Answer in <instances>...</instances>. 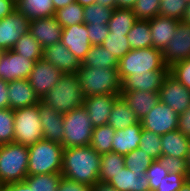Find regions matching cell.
<instances>
[{
    "label": "cell",
    "mask_w": 190,
    "mask_h": 191,
    "mask_svg": "<svg viewBox=\"0 0 190 191\" xmlns=\"http://www.w3.org/2000/svg\"><path fill=\"white\" fill-rule=\"evenodd\" d=\"M29 158L27 176L40 174H61L64 147L41 139L28 146Z\"/></svg>",
    "instance_id": "3957f363"
},
{
    "label": "cell",
    "mask_w": 190,
    "mask_h": 191,
    "mask_svg": "<svg viewBox=\"0 0 190 191\" xmlns=\"http://www.w3.org/2000/svg\"><path fill=\"white\" fill-rule=\"evenodd\" d=\"M178 130L190 138V106L179 115Z\"/></svg>",
    "instance_id": "f907efd6"
},
{
    "label": "cell",
    "mask_w": 190,
    "mask_h": 191,
    "mask_svg": "<svg viewBox=\"0 0 190 191\" xmlns=\"http://www.w3.org/2000/svg\"><path fill=\"white\" fill-rule=\"evenodd\" d=\"M64 148L90 145L93 125L83 106L64 114Z\"/></svg>",
    "instance_id": "52a82bcc"
},
{
    "label": "cell",
    "mask_w": 190,
    "mask_h": 191,
    "mask_svg": "<svg viewBox=\"0 0 190 191\" xmlns=\"http://www.w3.org/2000/svg\"><path fill=\"white\" fill-rule=\"evenodd\" d=\"M187 179L190 181V168L188 170V176H187Z\"/></svg>",
    "instance_id": "e7e4bbea"
},
{
    "label": "cell",
    "mask_w": 190,
    "mask_h": 191,
    "mask_svg": "<svg viewBox=\"0 0 190 191\" xmlns=\"http://www.w3.org/2000/svg\"><path fill=\"white\" fill-rule=\"evenodd\" d=\"M178 20L167 16L157 15L149 20L152 33V46L160 51L166 47L176 31Z\"/></svg>",
    "instance_id": "603a6c76"
},
{
    "label": "cell",
    "mask_w": 190,
    "mask_h": 191,
    "mask_svg": "<svg viewBox=\"0 0 190 191\" xmlns=\"http://www.w3.org/2000/svg\"><path fill=\"white\" fill-rule=\"evenodd\" d=\"M89 32V40L92 45H102L103 41L108 37L110 30L107 24H86Z\"/></svg>",
    "instance_id": "c3c4849f"
},
{
    "label": "cell",
    "mask_w": 190,
    "mask_h": 191,
    "mask_svg": "<svg viewBox=\"0 0 190 191\" xmlns=\"http://www.w3.org/2000/svg\"><path fill=\"white\" fill-rule=\"evenodd\" d=\"M62 75L63 73L53 64L40 59L35 62L27 80L42 99L48 91L55 87Z\"/></svg>",
    "instance_id": "5bb4252c"
},
{
    "label": "cell",
    "mask_w": 190,
    "mask_h": 191,
    "mask_svg": "<svg viewBox=\"0 0 190 191\" xmlns=\"http://www.w3.org/2000/svg\"><path fill=\"white\" fill-rule=\"evenodd\" d=\"M158 161L168 173L188 174V166L186 158H176L174 156L162 155Z\"/></svg>",
    "instance_id": "ee69618b"
},
{
    "label": "cell",
    "mask_w": 190,
    "mask_h": 191,
    "mask_svg": "<svg viewBox=\"0 0 190 191\" xmlns=\"http://www.w3.org/2000/svg\"><path fill=\"white\" fill-rule=\"evenodd\" d=\"M168 171L161 166L158 160H154L146 170V177L149 181L150 191H156L159 187V182L166 177Z\"/></svg>",
    "instance_id": "bcb514c9"
},
{
    "label": "cell",
    "mask_w": 190,
    "mask_h": 191,
    "mask_svg": "<svg viewBox=\"0 0 190 191\" xmlns=\"http://www.w3.org/2000/svg\"><path fill=\"white\" fill-rule=\"evenodd\" d=\"M139 148L158 160L162 156L161 135L142 129Z\"/></svg>",
    "instance_id": "ab89813d"
},
{
    "label": "cell",
    "mask_w": 190,
    "mask_h": 191,
    "mask_svg": "<svg viewBox=\"0 0 190 191\" xmlns=\"http://www.w3.org/2000/svg\"><path fill=\"white\" fill-rule=\"evenodd\" d=\"M136 21L137 18L133 9L115 8L107 25L111 33H119L126 36Z\"/></svg>",
    "instance_id": "4dcf8cb0"
},
{
    "label": "cell",
    "mask_w": 190,
    "mask_h": 191,
    "mask_svg": "<svg viewBox=\"0 0 190 191\" xmlns=\"http://www.w3.org/2000/svg\"><path fill=\"white\" fill-rule=\"evenodd\" d=\"M190 138L185 137L178 129L161 135L162 155L176 158H187Z\"/></svg>",
    "instance_id": "484cf974"
},
{
    "label": "cell",
    "mask_w": 190,
    "mask_h": 191,
    "mask_svg": "<svg viewBox=\"0 0 190 191\" xmlns=\"http://www.w3.org/2000/svg\"><path fill=\"white\" fill-rule=\"evenodd\" d=\"M91 191H117L111 184L98 181L91 186Z\"/></svg>",
    "instance_id": "11a10c76"
},
{
    "label": "cell",
    "mask_w": 190,
    "mask_h": 191,
    "mask_svg": "<svg viewBox=\"0 0 190 191\" xmlns=\"http://www.w3.org/2000/svg\"><path fill=\"white\" fill-rule=\"evenodd\" d=\"M179 191H190V181L188 179L185 180Z\"/></svg>",
    "instance_id": "6125c7cd"
},
{
    "label": "cell",
    "mask_w": 190,
    "mask_h": 191,
    "mask_svg": "<svg viewBox=\"0 0 190 191\" xmlns=\"http://www.w3.org/2000/svg\"><path fill=\"white\" fill-rule=\"evenodd\" d=\"M54 5V10L57 11L60 8L66 7L69 4L75 2V0H52Z\"/></svg>",
    "instance_id": "6f0895ef"
},
{
    "label": "cell",
    "mask_w": 190,
    "mask_h": 191,
    "mask_svg": "<svg viewBox=\"0 0 190 191\" xmlns=\"http://www.w3.org/2000/svg\"><path fill=\"white\" fill-rule=\"evenodd\" d=\"M169 70L164 63L162 51L154 47L130 50L118 62L121 82L132 74H149V71Z\"/></svg>",
    "instance_id": "8992f818"
},
{
    "label": "cell",
    "mask_w": 190,
    "mask_h": 191,
    "mask_svg": "<svg viewBox=\"0 0 190 191\" xmlns=\"http://www.w3.org/2000/svg\"><path fill=\"white\" fill-rule=\"evenodd\" d=\"M38 113L44 139L62 145L64 114L57 112L42 101L38 103Z\"/></svg>",
    "instance_id": "2e32d148"
},
{
    "label": "cell",
    "mask_w": 190,
    "mask_h": 191,
    "mask_svg": "<svg viewBox=\"0 0 190 191\" xmlns=\"http://www.w3.org/2000/svg\"><path fill=\"white\" fill-rule=\"evenodd\" d=\"M169 70L149 71V74H132L121 82V91L159 92Z\"/></svg>",
    "instance_id": "ffe728a7"
},
{
    "label": "cell",
    "mask_w": 190,
    "mask_h": 191,
    "mask_svg": "<svg viewBox=\"0 0 190 191\" xmlns=\"http://www.w3.org/2000/svg\"><path fill=\"white\" fill-rule=\"evenodd\" d=\"M14 142V110L0 109V145Z\"/></svg>",
    "instance_id": "60d3db41"
},
{
    "label": "cell",
    "mask_w": 190,
    "mask_h": 191,
    "mask_svg": "<svg viewBox=\"0 0 190 191\" xmlns=\"http://www.w3.org/2000/svg\"><path fill=\"white\" fill-rule=\"evenodd\" d=\"M85 98L77 73L63 74L55 87L41 99L43 103L65 114L83 104Z\"/></svg>",
    "instance_id": "7a4b0ae2"
},
{
    "label": "cell",
    "mask_w": 190,
    "mask_h": 191,
    "mask_svg": "<svg viewBox=\"0 0 190 191\" xmlns=\"http://www.w3.org/2000/svg\"><path fill=\"white\" fill-rule=\"evenodd\" d=\"M102 46L107 49V51L113 53L117 60H120L131 50L127 36H123V34L119 33L109 32Z\"/></svg>",
    "instance_id": "74e56055"
},
{
    "label": "cell",
    "mask_w": 190,
    "mask_h": 191,
    "mask_svg": "<svg viewBox=\"0 0 190 191\" xmlns=\"http://www.w3.org/2000/svg\"><path fill=\"white\" fill-rule=\"evenodd\" d=\"M57 22L63 27L84 23V7L77 2H73L66 7L55 12Z\"/></svg>",
    "instance_id": "e575fe53"
},
{
    "label": "cell",
    "mask_w": 190,
    "mask_h": 191,
    "mask_svg": "<svg viewBox=\"0 0 190 191\" xmlns=\"http://www.w3.org/2000/svg\"><path fill=\"white\" fill-rule=\"evenodd\" d=\"M160 0H137L133 9L137 20H150L159 15Z\"/></svg>",
    "instance_id": "7bdbcfd3"
},
{
    "label": "cell",
    "mask_w": 190,
    "mask_h": 191,
    "mask_svg": "<svg viewBox=\"0 0 190 191\" xmlns=\"http://www.w3.org/2000/svg\"><path fill=\"white\" fill-rule=\"evenodd\" d=\"M30 20L17 9L0 19V51L10 50L20 37L29 32Z\"/></svg>",
    "instance_id": "4fadbf2b"
},
{
    "label": "cell",
    "mask_w": 190,
    "mask_h": 191,
    "mask_svg": "<svg viewBox=\"0 0 190 191\" xmlns=\"http://www.w3.org/2000/svg\"><path fill=\"white\" fill-rule=\"evenodd\" d=\"M99 181L108 183L125 166L124 156L116 152L101 155Z\"/></svg>",
    "instance_id": "1f68e13d"
},
{
    "label": "cell",
    "mask_w": 190,
    "mask_h": 191,
    "mask_svg": "<svg viewBox=\"0 0 190 191\" xmlns=\"http://www.w3.org/2000/svg\"><path fill=\"white\" fill-rule=\"evenodd\" d=\"M183 21L185 23L190 24V2H188L187 4L186 14H185V17L183 18Z\"/></svg>",
    "instance_id": "94428289"
},
{
    "label": "cell",
    "mask_w": 190,
    "mask_h": 191,
    "mask_svg": "<svg viewBox=\"0 0 190 191\" xmlns=\"http://www.w3.org/2000/svg\"><path fill=\"white\" fill-rule=\"evenodd\" d=\"M118 96L120 95L106 94L88 96L83 99L82 106L88 113L94 128L100 127L101 125H107L110 112Z\"/></svg>",
    "instance_id": "e0dca14e"
},
{
    "label": "cell",
    "mask_w": 190,
    "mask_h": 191,
    "mask_svg": "<svg viewBox=\"0 0 190 191\" xmlns=\"http://www.w3.org/2000/svg\"><path fill=\"white\" fill-rule=\"evenodd\" d=\"M118 62L113 53L102 45H92L81 64L90 68L118 69Z\"/></svg>",
    "instance_id": "f1b7e54d"
},
{
    "label": "cell",
    "mask_w": 190,
    "mask_h": 191,
    "mask_svg": "<svg viewBox=\"0 0 190 191\" xmlns=\"http://www.w3.org/2000/svg\"><path fill=\"white\" fill-rule=\"evenodd\" d=\"M0 191H31V188L25 181L13 184L1 185Z\"/></svg>",
    "instance_id": "db71d44e"
},
{
    "label": "cell",
    "mask_w": 190,
    "mask_h": 191,
    "mask_svg": "<svg viewBox=\"0 0 190 191\" xmlns=\"http://www.w3.org/2000/svg\"><path fill=\"white\" fill-rule=\"evenodd\" d=\"M142 129L141 122H139L125 129L115 130L112 152L125 156L129 152L139 148Z\"/></svg>",
    "instance_id": "d4e9b609"
},
{
    "label": "cell",
    "mask_w": 190,
    "mask_h": 191,
    "mask_svg": "<svg viewBox=\"0 0 190 191\" xmlns=\"http://www.w3.org/2000/svg\"><path fill=\"white\" fill-rule=\"evenodd\" d=\"M139 119L130 107L127 105L125 100L118 96L115 100L113 108L110 112L107 124L110 125L114 130L125 129L139 123Z\"/></svg>",
    "instance_id": "4316f807"
},
{
    "label": "cell",
    "mask_w": 190,
    "mask_h": 191,
    "mask_svg": "<svg viewBox=\"0 0 190 191\" xmlns=\"http://www.w3.org/2000/svg\"><path fill=\"white\" fill-rule=\"evenodd\" d=\"M60 42H62L80 62L83 61L92 47L85 23L63 28Z\"/></svg>",
    "instance_id": "9a60e30c"
},
{
    "label": "cell",
    "mask_w": 190,
    "mask_h": 191,
    "mask_svg": "<svg viewBox=\"0 0 190 191\" xmlns=\"http://www.w3.org/2000/svg\"><path fill=\"white\" fill-rule=\"evenodd\" d=\"M120 96L134 111L139 121L160 101L159 92L121 91Z\"/></svg>",
    "instance_id": "7402d4cb"
},
{
    "label": "cell",
    "mask_w": 190,
    "mask_h": 191,
    "mask_svg": "<svg viewBox=\"0 0 190 191\" xmlns=\"http://www.w3.org/2000/svg\"><path fill=\"white\" fill-rule=\"evenodd\" d=\"M16 10L14 0H0V19L6 17Z\"/></svg>",
    "instance_id": "816d5d0a"
},
{
    "label": "cell",
    "mask_w": 190,
    "mask_h": 191,
    "mask_svg": "<svg viewBox=\"0 0 190 191\" xmlns=\"http://www.w3.org/2000/svg\"><path fill=\"white\" fill-rule=\"evenodd\" d=\"M29 32L44 49L60 42L63 27L57 22L55 16H52L30 21Z\"/></svg>",
    "instance_id": "ac0fdd59"
},
{
    "label": "cell",
    "mask_w": 190,
    "mask_h": 191,
    "mask_svg": "<svg viewBox=\"0 0 190 191\" xmlns=\"http://www.w3.org/2000/svg\"><path fill=\"white\" fill-rule=\"evenodd\" d=\"M44 139L38 104L14 110V142L30 146Z\"/></svg>",
    "instance_id": "ba28073f"
},
{
    "label": "cell",
    "mask_w": 190,
    "mask_h": 191,
    "mask_svg": "<svg viewBox=\"0 0 190 191\" xmlns=\"http://www.w3.org/2000/svg\"><path fill=\"white\" fill-rule=\"evenodd\" d=\"M114 9L103 6L98 3L90 4L84 7L85 24H108L112 17Z\"/></svg>",
    "instance_id": "8d00e7d4"
},
{
    "label": "cell",
    "mask_w": 190,
    "mask_h": 191,
    "mask_svg": "<svg viewBox=\"0 0 190 191\" xmlns=\"http://www.w3.org/2000/svg\"><path fill=\"white\" fill-rule=\"evenodd\" d=\"M187 176L188 174L168 173L159 182V187L156 191H179Z\"/></svg>",
    "instance_id": "7dc6e473"
},
{
    "label": "cell",
    "mask_w": 190,
    "mask_h": 191,
    "mask_svg": "<svg viewBox=\"0 0 190 191\" xmlns=\"http://www.w3.org/2000/svg\"><path fill=\"white\" fill-rule=\"evenodd\" d=\"M137 0H116V8H133Z\"/></svg>",
    "instance_id": "9f6ffc18"
},
{
    "label": "cell",
    "mask_w": 190,
    "mask_h": 191,
    "mask_svg": "<svg viewBox=\"0 0 190 191\" xmlns=\"http://www.w3.org/2000/svg\"><path fill=\"white\" fill-rule=\"evenodd\" d=\"M187 4L186 0H161L159 15L182 21L186 14Z\"/></svg>",
    "instance_id": "b9f144b4"
},
{
    "label": "cell",
    "mask_w": 190,
    "mask_h": 191,
    "mask_svg": "<svg viewBox=\"0 0 190 191\" xmlns=\"http://www.w3.org/2000/svg\"><path fill=\"white\" fill-rule=\"evenodd\" d=\"M42 59L53 64L63 74L77 73L81 65V62L62 42L45 47Z\"/></svg>",
    "instance_id": "d6986e66"
},
{
    "label": "cell",
    "mask_w": 190,
    "mask_h": 191,
    "mask_svg": "<svg viewBox=\"0 0 190 191\" xmlns=\"http://www.w3.org/2000/svg\"><path fill=\"white\" fill-rule=\"evenodd\" d=\"M162 57L168 67L190 58V24L183 20L178 22L173 37L162 51Z\"/></svg>",
    "instance_id": "30bf717a"
},
{
    "label": "cell",
    "mask_w": 190,
    "mask_h": 191,
    "mask_svg": "<svg viewBox=\"0 0 190 191\" xmlns=\"http://www.w3.org/2000/svg\"><path fill=\"white\" fill-rule=\"evenodd\" d=\"M96 3L101 4L103 6H108L109 8H116V0H97Z\"/></svg>",
    "instance_id": "680465c9"
},
{
    "label": "cell",
    "mask_w": 190,
    "mask_h": 191,
    "mask_svg": "<svg viewBox=\"0 0 190 191\" xmlns=\"http://www.w3.org/2000/svg\"><path fill=\"white\" fill-rule=\"evenodd\" d=\"M169 72L186 88L190 89V58L174 63Z\"/></svg>",
    "instance_id": "f6af8a7d"
},
{
    "label": "cell",
    "mask_w": 190,
    "mask_h": 191,
    "mask_svg": "<svg viewBox=\"0 0 190 191\" xmlns=\"http://www.w3.org/2000/svg\"><path fill=\"white\" fill-rule=\"evenodd\" d=\"M186 160H187V166L188 168H190V146H189V152H188Z\"/></svg>",
    "instance_id": "be15d7a7"
},
{
    "label": "cell",
    "mask_w": 190,
    "mask_h": 191,
    "mask_svg": "<svg viewBox=\"0 0 190 191\" xmlns=\"http://www.w3.org/2000/svg\"><path fill=\"white\" fill-rule=\"evenodd\" d=\"M28 146L11 142L0 145V183L13 184L27 177Z\"/></svg>",
    "instance_id": "5b68a950"
},
{
    "label": "cell",
    "mask_w": 190,
    "mask_h": 191,
    "mask_svg": "<svg viewBox=\"0 0 190 191\" xmlns=\"http://www.w3.org/2000/svg\"><path fill=\"white\" fill-rule=\"evenodd\" d=\"M8 82L0 79V109L9 108Z\"/></svg>",
    "instance_id": "f5cc1de1"
},
{
    "label": "cell",
    "mask_w": 190,
    "mask_h": 191,
    "mask_svg": "<svg viewBox=\"0 0 190 191\" xmlns=\"http://www.w3.org/2000/svg\"><path fill=\"white\" fill-rule=\"evenodd\" d=\"M126 36L131 50L153 47L149 20H137Z\"/></svg>",
    "instance_id": "f546056e"
},
{
    "label": "cell",
    "mask_w": 190,
    "mask_h": 191,
    "mask_svg": "<svg viewBox=\"0 0 190 191\" xmlns=\"http://www.w3.org/2000/svg\"><path fill=\"white\" fill-rule=\"evenodd\" d=\"M9 108L12 110L37 105L41 98L34 91L27 79L8 82Z\"/></svg>",
    "instance_id": "44dd1931"
},
{
    "label": "cell",
    "mask_w": 190,
    "mask_h": 191,
    "mask_svg": "<svg viewBox=\"0 0 190 191\" xmlns=\"http://www.w3.org/2000/svg\"><path fill=\"white\" fill-rule=\"evenodd\" d=\"M57 191H91V186L61 176Z\"/></svg>",
    "instance_id": "681fc988"
},
{
    "label": "cell",
    "mask_w": 190,
    "mask_h": 191,
    "mask_svg": "<svg viewBox=\"0 0 190 191\" xmlns=\"http://www.w3.org/2000/svg\"><path fill=\"white\" fill-rule=\"evenodd\" d=\"M12 50L20 54V56L35 62L42 59L43 56V48L30 32L23 34Z\"/></svg>",
    "instance_id": "836d02e7"
},
{
    "label": "cell",
    "mask_w": 190,
    "mask_h": 191,
    "mask_svg": "<svg viewBox=\"0 0 190 191\" xmlns=\"http://www.w3.org/2000/svg\"><path fill=\"white\" fill-rule=\"evenodd\" d=\"M16 9L30 21L55 16L52 0H18Z\"/></svg>",
    "instance_id": "83f0119b"
},
{
    "label": "cell",
    "mask_w": 190,
    "mask_h": 191,
    "mask_svg": "<svg viewBox=\"0 0 190 191\" xmlns=\"http://www.w3.org/2000/svg\"><path fill=\"white\" fill-rule=\"evenodd\" d=\"M115 130L110 125H101L93 129L90 146L100 155L112 152Z\"/></svg>",
    "instance_id": "d6a6232c"
},
{
    "label": "cell",
    "mask_w": 190,
    "mask_h": 191,
    "mask_svg": "<svg viewBox=\"0 0 190 191\" xmlns=\"http://www.w3.org/2000/svg\"><path fill=\"white\" fill-rule=\"evenodd\" d=\"M179 114L168 105L158 102L140 122L142 128L163 135L178 129Z\"/></svg>",
    "instance_id": "9c48e42d"
},
{
    "label": "cell",
    "mask_w": 190,
    "mask_h": 191,
    "mask_svg": "<svg viewBox=\"0 0 190 191\" xmlns=\"http://www.w3.org/2000/svg\"><path fill=\"white\" fill-rule=\"evenodd\" d=\"M61 176V174H40L27 176L24 181L31 191H57Z\"/></svg>",
    "instance_id": "d590c367"
},
{
    "label": "cell",
    "mask_w": 190,
    "mask_h": 191,
    "mask_svg": "<svg viewBox=\"0 0 190 191\" xmlns=\"http://www.w3.org/2000/svg\"><path fill=\"white\" fill-rule=\"evenodd\" d=\"M146 172L136 173L124 167L108 182L117 191H150Z\"/></svg>",
    "instance_id": "cb8c5ba5"
},
{
    "label": "cell",
    "mask_w": 190,
    "mask_h": 191,
    "mask_svg": "<svg viewBox=\"0 0 190 191\" xmlns=\"http://www.w3.org/2000/svg\"><path fill=\"white\" fill-rule=\"evenodd\" d=\"M153 161V158L140 148H137L124 156L126 168L136 173L146 172Z\"/></svg>",
    "instance_id": "f35d334b"
},
{
    "label": "cell",
    "mask_w": 190,
    "mask_h": 191,
    "mask_svg": "<svg viewBox=\"0 0 190 191\" xmlns=\"http://www.w3.org/2000/svg\"><path fill=\"white\" fill-rule=\"evenodd\" d=\"M97 0H75V2L79 3L83 7L88 6L90 4L96 3Z\"/></svg>",
    "instance_id": "91938a15"
},
{
    "label": "cell",
    "mask_w": 190,
    "mask_h": 191,
    "mask_svg": "<svg viewBox=\"0 0 190 191\" xmlns=\"http://www.w3.org/2000/svg\"><path fill=\"white\" fill-rule=\"evenodd\" d=\"M35 61L26 59L12 49L0 51V79L11 82L28 79Z\"/></svg>",
    "instance_id": "7c38bea8"
},
{
    "label": "cell",
    "mask_w": 190,
    "mask_h": 191,
    "mask_svg": "<svg viewBox=\"0 0 190 191\" xmlns=\"http://www.w3.org/2000/svg\"><path fill=\"white\" fill-rule=\"evenodd\" d=\"M77 75L85 97L106 94L120 95L121 80L118 69L90 68L81 64Z\"/></svg>",
    "instance_id": "277c9868"
},
{
    "label": "cell",
    "mask_w": 190,
    "mask_h": 191,
    "mask_svg": "<svg viewBox=\"0 0 190 191\" xmlns=\"http://www.w3.org/2000/svg\"><path fill=\"white\" fill-rule=\"evenodd\" d=\"M160 102L182 114L190 106V89L181 84L170 72L159 90Z\"/></svg>",
    "instance_id": "8fae6325"
},
{
    "label": "cell",
    "mask_w": 190,
    "mask_h": 191,
    "mask_svg": "<svg viewBox=\"0 0 190 191\" xmlns=\"http://www.w3.org/2000/svg\"><path fill=\"white\" fill-rule=\"evenodd\" d=\"M101 155L90 145L64 148L61 175L93 186L99 181Z\"/></svg>",
    "instance_id": "6da1fadb"
}]
</instances>
